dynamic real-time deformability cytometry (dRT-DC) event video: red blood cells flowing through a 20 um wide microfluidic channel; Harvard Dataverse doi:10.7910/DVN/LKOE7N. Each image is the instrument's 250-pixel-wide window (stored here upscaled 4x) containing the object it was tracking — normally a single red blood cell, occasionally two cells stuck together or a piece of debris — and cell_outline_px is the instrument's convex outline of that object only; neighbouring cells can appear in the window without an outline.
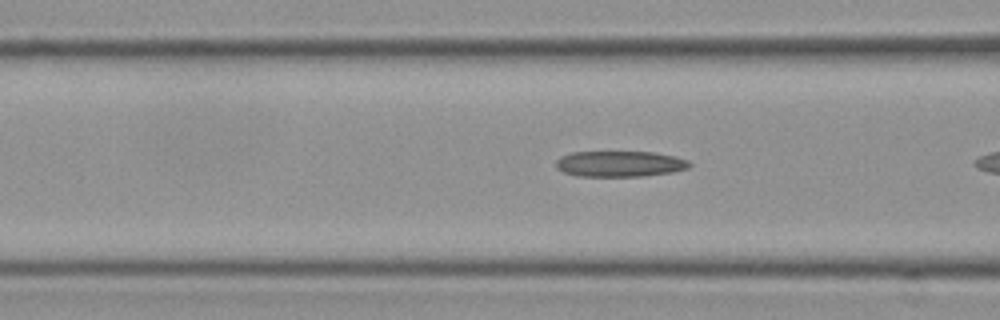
{"species": "Egyptian fruit bat (a non-hibernating species)", "species_latin": "Rousettus aegyptiacus", "temperature_condition": "cold", "stored_images_in_passage": 18, "camera_frame_rate_fps": 3000, "um_per_image_px": 0.085, "frame": {"image": 1, "passage_image": 6, "time_ms": 1.667, "image_size_px": [1000, 320], "cell_outline_px": [[692, 164], [688, 168], [672, 172], [644, 176], [576, 176], [564, 172], [556, 168], [556, 160], [560, 156], [572, 152], [656, 152], [676, 156], [688, 160]], "centroid_in_image_um": [52.69, 13.92], "position_along_channel_um": 113.9, "area_um2": 20.23}}
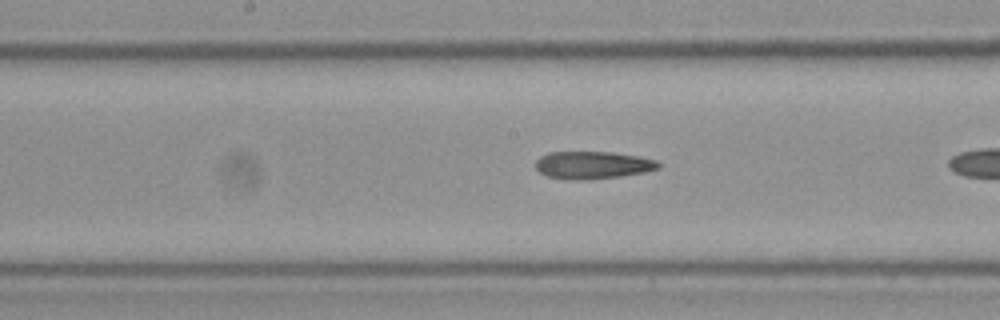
{"frame": {"image": 2, "passage_image": 13, "time_ms": 4.0, "image_size_px": [1000, 320], "cell_outline_px": [[660, 168], [644, 172], [620, 176], [592, 180], [568, 180], [548, 176], [540, 172], [536, 168], [536, 160], [540, 156], [548, 152], [612, 152], [636, 156], [656, 160], [660, 164]], "centroid_in_image_um": [50.36, 14.04], "position_along_channel_um": 197.8, "area_um2": 19.77}}